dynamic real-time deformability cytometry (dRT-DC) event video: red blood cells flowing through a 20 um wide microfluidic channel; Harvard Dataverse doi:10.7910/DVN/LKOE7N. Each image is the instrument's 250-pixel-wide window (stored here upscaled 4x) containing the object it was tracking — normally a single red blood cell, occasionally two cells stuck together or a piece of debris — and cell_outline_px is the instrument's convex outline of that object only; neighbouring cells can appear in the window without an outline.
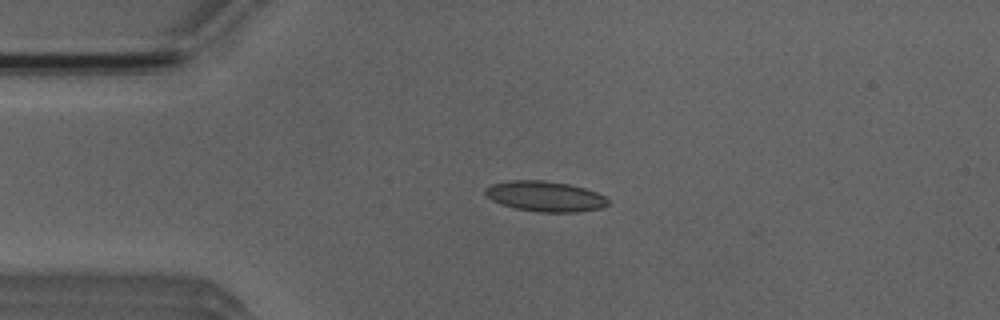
{"species": "Egyptian fruit bat (a non-hibernating species)", "species_latin": "Rousettus aegyptiacus", "temperature_condition": "room temperature", "stored_images_in_passage": 51, "camera_frame_rate_fps": 3000, "um_per_image_px": 0.085, "animal": {"sex": "male"}, "frame": {"image": 1, "passage_image": 11, "time_ms": 3.333, "image_size_px": [1000, 320], "cell_outline_px": [[608, 204], [600, 208], [576, 212], [536, 212], [516, 208], [500, 204], [492, 200], [484, 192], [484, 188], [492, 184], [508, 180], [544, 180], [568, 184], [584, 188], [596, 192], [604, 196], [608, 200]], "centroid_in_image_um": [46.3, 16.68], "position_along_channel_um": 38.7, "area_um2": 21.68}}
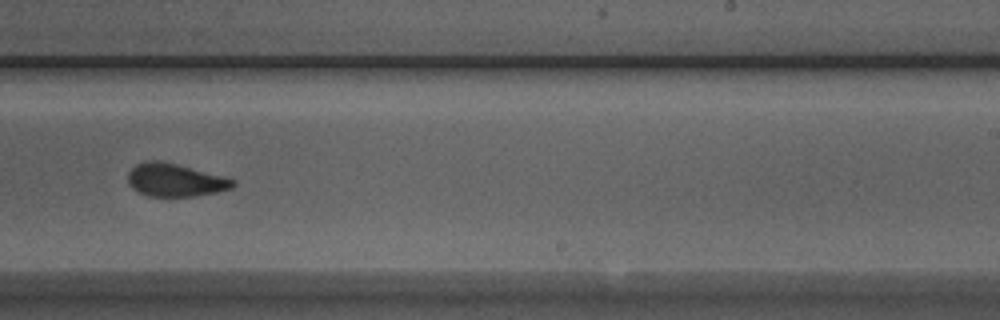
{"frame": {"image": 2, "passage_image": 31, "time_ms": 10.0, "image_size_px": [1000, 320], "cell_outline_px": [[236, 184], [232, 188], [216, 192], [192, 196], [148, 196], [132, 188], [128, 184], [128, 172], [136, 164], [144, 160], [156, 160], [176, 164], [236, 180]], "centroid_in_image_um": [14.85, 15.3], "position_along_channel_um": 274.2, "area_um2": 19.94}}
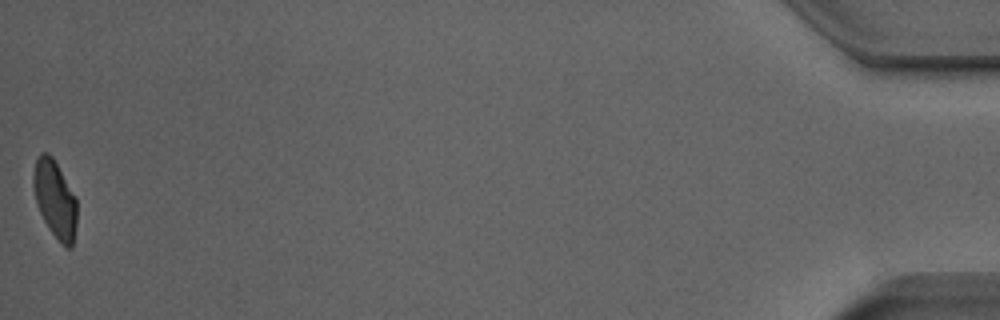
{"frame": {"image": 3, "passage_image": 51, "time_ms": 16.667, "image_size_px": [1000, 320], "cell_outline_px": [[76, 224], [72, 248], [64, 248], [60, 244], [48, 228], [36, 204], [32, 184], [32, 176], [36, 156], [40, 152], [48, 152], [52, 156], [76, 196]], "centroid_in_image_um": [4.65, 16.92], "position_along_channel_um": 430.5, "area_um2": 20.06}, "authors_computed_cell_mechanics": {"area_um2": 20.5768, "velocity_mm_per_s": 3.9239, "shape_relaxation_time_tau1_ms": 6.2393, "shape_relaxation_time_tau2_ms": 1.2946, "deformation_change_tau1": 0.1635, "deformation_change_tau2": 0.0694}}